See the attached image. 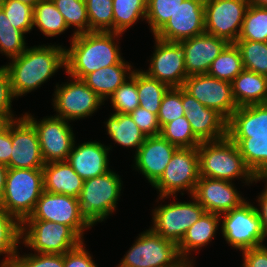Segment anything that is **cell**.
Here are the masks:
<instances>
[{
	"instance_id": "1f68e13d",
	"label": "cell",
	"mask_w": 267,
	"mask_h": 267,
	"mask_svg": "<svg viewBox=\"0 0 267 267\" xmlns=\"http://www.w3.org/2000/svg\"><path fill=\"white\" fill-rule=\"evenodd\" d=\"M38 29L46 37L60 35L68 29L63 15L55 7L52 0H40L33 11V27Z\"/></svg>"
},
{
	"instance_id": "f1b7e54d",
	"label": "cell",
	"mask_w": 267,
	"mask_h": 267,
	"mask_svg": "<svg viewBox=\"0 0 267 267\" xmlns=\"http://www.w3.org/2000/svg\"><path fill=\"white\" fill-rule=\"evenodd\" d=\"M109 137L119 146L135 148V154L144 143L145 135L130 114L112 113L105 122Z\"/></svg>"
},
{
	"instance_id": "74e56055",
	"label": "cell",
	"mask_w": 267,
	"mask_h": 267,
	"mask_svg": "<svg viewBox=\"0 0 267 267\" xmlns=\"http://www.w3.org/2000/svg\"><path fill=\"white\" fill-rule=\"evenodd\" d=\"M63 15L68 28L74 26L73 36L90 32L85 0H52Z\"/></svg>"
},
{
	"instance_id": "5bb4252c",
	"label": "cell",
	"mask_w": 267,
	"mask_h": 267,
	"mask_svg": "<svg viewBox=\"0 0 267 267\" xmlns=\"http://www.w3.org/2000/svg\"><path fill=\"white\" fill-rule=\"evenodd\" d=\"M35 128L45 163L67 161L75 142V134L69 121L56 116L37 121L31 113L23 115Z\"/></svg>"
},
{
	"instance_id": "4316f807",
	"label": "cell",
	"mask_w": 267,
	"mask_h": 267,
	"mask_svg": "<svg viewBox=\"0 0 267 267\" xmlns=\"http://www.w3.org/2000/svg\"><path fill=\"white\" fill-rule=\"evenodd\" d=\"M131 69V64L123 59L119 64L100 68L87 74L82 81L105 101L132 76L134 69Z\"/></svg>"
},
{
	"instance_id": "7bdbcfd3",
	"label": "cell",
	"mask_w": 267,
	"mask_h": 267,
	"mask_svg": "<svg viewBox=\"0 0 267 267\" xmlns=\"http://www.w3.org/2000/svg\"><path fill=\"white\" fill-rule=\"evenodd\" d=\"M0 7L13 27L24 35L30 33L33 27L34 7L18 0H0Z\"/></svg>"
},
{
	"instance_id": "6f0895ef",
	"label": "cell",
	"mask_w": 267,
	"mask_h": 267,
	"mask_svg": "<svg viewBox=\"0 0 267 267\" xmlns=\"http://www.w3.org/2000/svg\"><path fill=\"white\" fill-rule=\"evenodd\" d=\"M18 1L29 4L34 7L40 0H18Z\"/></svg>"
},
{
	"instance_id": "9a60e30c",
	"label": "cell",
	"mask_w": 267,
	"mask_h": 267,
	"mask_svg": "<svg viewBox=\"0 0 267 267\" xmlns=\"http://www.w3.org/2000/svg\"><path fill=\"white\" fill-rule=\"evenodd\" d=\"M182 88L205 107L215 109L226 120L238 108L231 82L208 74H196L188 76Z\"/></svg>"
},
{
	"instance_id": "3957f363",
	"label": "cell",
	"mask_w": 267,
	"mask_h": 267,
	"mask_svg": "<svg viewBox=\"0 0 267 267\" xmlns=\"http://www.w3.org/2000/svg\"><path fill=\"white\" fill-rule=\"evenodd\" d=\"M200 177L233 181L243 179L246 185L262 181L246 165L238 146L228 137L204 141L197 147Z\"/></svg>"
},
{
	"instance_id": "b9f144b4",
	"label": "cell",
	"mask_w": 267,
	"mask_h": 267,
	"mask_svg": "<svg viewBox=\"0 0 267 267\" xmlns=\"http://www.w3.org/2000/svg\"><path fill=\"white\" fill-rule=\"evenodd\" d=\"M91 31L113 32V0H85Z\"/></svg>"
},
{
	"instance_id": "ac0fdd59",
	"label": "cell",
	"mask_w": 267,
	"mask_h": 267,
	"mask_svg": "<svg viewBox=\"0 0 267 267\" xmlns=\"http://www.w3.org/2000/svg\"><path fill=\"white\" fill-rule=\"evenodd\" d=\"M11 159L8 168H43L45 161L41 154L37 132L23 116L11 121Z\"/></svg>"
},
{
	"instance_id": "11a10c76",
	"label": "cell",
	"mask_w": 267,
	"mask_h": 267,
	"mask_svg": "<svg viewBox=\"0 0 267 267\" xmlns=\"http://www.w3.org/2000/svg\"><path fill=\"white\" fill-rule=\"evenodd\" d=\"M249 4L260 6V7H267V0H248Z\"/></svg>"
},
{
	"instance_id": "ffe728a7",
	"label": "cell",
	"mask_w": 267,
	"mask_h": 267,
	"mask_svg": "<svg viewBox=\"0 0 267 267\" xmlns=\"http://www.w3.org/2000/svg\"><path fill=\"white\" fill-rule=\"evenodd\" d=\"M206 212L223 214L246 201L231 181L200 177L192 195Z\"/></svg>"
},
{
	"instance_id": "4fadbf2b",
	"label": "cell",
	"mask_w": 267,
	"mask_h": 267,
	"mask_svg": "<svg viewBox=\"0 0 267 267\" xmlns=\"http://www.w3.org/2000/svg\"><path fill=\"white\" fill-rule=\"evenodd\" d=\"M25 220H46L70 226L83 240L85 229L93 227L81 212L78 198L44 191L33 213Z\"/></svg>"
},
{
	"instance_id": "8fae6325",
	"label": "cell",
	"mask_w": 267,
	"mask_h": 267,
	"mask_svg": "<svg viewBox=\"0 0 267 267\" xmlns=\"http://www.w3.org/2000/svg\"><path fill=\"white\" fill-rule=\"evenodd\" d=\"M248 7V0H205V33L234 44Z\"/></svg>"
},
{
	"instance_id": "816d5d0a",
	"label": "cell",
	"mask_w": 267,
	"mask_h": 267,
	"mask_svg": "<svg viewBox=\"0 0 267 267\" xmlns=\"http://www.w3.org/2000/svg\"><path fill=\"white\" fill-rule=\"evenodd\" d=\"M11 121L0 130V163L8 165L11 159Z\"/></svg>"
},
{
	"instance_id": "cb8c5ba5",
	"label": "cell",
	"mask_w": 267,
	"mask_h": 267,
	"mask_svg": "<svg viewBox=\"0 0 267 267\" xmlns=\"http://www.w3.org/2000/svg\"><path fill=\"white\" fill-rule=\"evenodd\" d=\"M267 135V103L238 107L227 120L229 138Z\"/></svg>"
},
{
	"instance_id": "4dcf8cb0",
	"label": "cell",
	"mask_w": 267,
	"mask_h": 267,
	"mask_svg": "<svg viewBox=\"0 0 267 267\" xmlns=\"http://www.w3.org/2000/svg\"><path fill=\"white\" fill-rule=\"evenodd\" d=\"M20 240L21 223L0 206V256L5 254L0 267H12Z\"/></svg>"
},
{
	"instance_id": "7402d4cb",
	"label": "cell",
	"mask_w": 267,
	"mask_h": 267,
	"mask_svg": "<svg viewBox=\"0 0 267 267\" xmlns=\"http://www.w3.org/2000/svg\"><path fill=\"white\" fill-rule=\"evenodd\" d=\"M185 49L188 76L207 74L214 59L229 45L224 39L202 34L179 42Z\"/></svg>"
},
{
	"instance_id": "f5cc1de1",
	"label": "cell",
	"mask_w": 267,
	"mask_h": 267,
	"mask_svg": "<svg viewBox=\"0 0 267 267\" xmlns=\"http://www.w3.org/2000/svg\"><path fill=\"white\" fill-rule=\"evenodd\" d=\"M262 180L266 181V186L264 191L258 196L257 202H259V206H255L256 212L260 217V221L262 224L263 231L267 237V177H262Z\"/></svg>"
},
{
	"instance_id": "e575fe53",
	"label": "cell",
	"mask_w": 267,
	"mask_h": 267,
	"mask_svg": "<svg viewBox=\"0 0 267 267\" xmlns=\"http://www.w3.org/2000/svg\"><path fill=\"white\" fill-rule=\"evenodd\" d=\"M242 58L235 44H229L212 62L208 75L232 82L243 70Z\"/></svg>"
},
{
	"instance_id": "6da1fadb",
	"label": "cell",
	"mask_w": 267,
	"mask_h": 267,
	"mask_svg": "<svg viewBox=\"0 0 267 267\" xmlns=\"http://www.w3.org/2000/svg\"><path fill=\"white\" fill-rule=\"evenodd\" d=\"M122 34L91 31L72 35L70 48L65 47V71L82 80L87 74L111 65L119 64L123 57L117 38ZM117 42H115V41Z\"/></svg>"
},
{
	"instance_id": "9f6ffc18",
	"label": "cell",
	"mask_w": 267,
	"mask_h": 267,
	"mask_svg": "<svg viewBox=\"0 0 267 267\" xmlns=\"http://www.w3.org/2000/svg\"><path fill=\"white\" fill-rule=\"evenodd\" d=\"M10 121L0 113V130H2Z\"/></svg>"
},
{
	"instance_id": "9c48e42d",
	"label": "cell",
	"mask_w": 267,
	"mask_h": 267,
	"mask_svg": "<svg viewBox=\"0 0 267 267\" xmlns=\"http://www.w3.org/2000/svg\"><path fill=\"white\" fill-rule=\"evenodd\" d=\"M200 179L197 148H178L165 168L163 175L152 186L159 192L160 200L176 196L181 191L192 196Z\"/></svg>"
},
{
	"instance_id": "d4e9b609",
	"label": "cell",
	"mask_w": 267,
	"mask_h": 267,
	"mask_svg": "<svg viewBox=\"0 0 267 267\" xmlns=\"http://www.w3.org/2000/svg\"><path fill=\"white\" fill-rule=\"evenodd\" d=\"M42 171L44 191L79 198L84 180L67 161L45 163Z\"/></svg>"
},
{
	"instance_id": "d590c367",
	"label": "cell",
	"mask_w": 267,
	"mask_h": 267,
	"mask_svg": "<svg viewBox=\"0 0 267 267\" xmlns=\"http://www.w3.org/2000/svg\"><path fill=\"white\" fill-rule=\"evenodd\" d=\"M238 40L267 42V7L249 4Z\"/></svg>"
},
{
	"instance_id": "db71d44e",
	"label": "cell",
	"mask_w": 267,
	"mask_h": 267,
	"mask_svg": "<svg viewBox=\"0 0 267 267\" xmlns=\"http://www.w3.org/2000/svg\"><path fill=\"white\" fill-rule=\"evenodd\" d=\"M7 172H8L7 165L0 163V199L2 198L4 190H5Z\"/></svg>"
},
{
	"instance_id": "bcb514c9",
	"label": "cell",
	"mask_w": 267,
	"mask_h": 267,
	"mask_svg": "<svg viewBox=\"0 0 267 267\" xmlns=\"http://www.w3.org/2000/svg\"><path fill=\"white\" fill-rule=\"evenodd\" d=\"M19 254L18 251L12 267H64V254Z\"/></svg>"
},
{
	"instance_id": "83f0119b",
	"label": "cell",
	"mask_w": 267,
	"mask_h": 267,
	"mask_svg": "<svg viewBox=\"0 0 267 267\" xmlns=\"http://www.w3.org/2000/svg\"><path fill=\"white\" fill-rule=\"evenodd\" d=\"M237 107L267 103V76L243 69L231 82Z\"/></svg>"
},
{
	"instance_id": "ab89813d",
	"label": "cell",
	"mask_w": 267,
	"mask_h": 267,
	"mask_svg": "<svg viewBox=\"0 0 267 267\" xmlns=\"http://www.w3.org/2000/svg\"><path fill=\"white\" fill-rule=\"evenodd\" d=\"M160 135L178 148H197L201 144L185 116L165 124Z\"/></svg>"
},
{
	"instance_id": "d6986e66",
	"label": "cell",
	"mask_w": 267,
	"mask_h": 267,
	"mask_svg": "<svg viewBox=\"0 0 267 267\" xmlns=\"http://www.w3.org/2000/svg\"><path fill=\"white\" fill-rule=\"evenodd\" d=\"M182 105L192 132L201 141H216L227 136V120L215 109L205 107L182 88Z\"/></svg>"
},
{
	"instance_id": "f35d334b",
	"label": "cell",
	"mask_w": 267,
	"mask_h": 267,
	"mask_svg": "<svg viewBox=\"0 0 267 267\" xmlns=\"http://www.w3.org/2000/svg\"><path fill=\"white\" fill-rule=\"evenodd\" d=\"M24 34L13 27L0 7V53L9 59L18 57L27 48Z\"/></svg>"
},
{
	"instance_id": "603a6c76",
	"label": "cell",
	"mask_w": 267,
	"mask_h": 267,
	"mask_svg": "<svg viewBox=\"0 0 267 267\" xmlns=\"http://www.w3.org/2000/svg\"><path fill=\"white\" fill-rule=\"evenodd\" d=\"M111 147L96 140L87 141L80 145L74 142L67 162L83 180L106 174L111 170L108 159Z\"/></svg>"
},
{
	"instance_id": "ba28073f",
	"label": "cell",
	"mask_w": 267,
	"mask_h": 267,
	"mask_svg": "<svg viewBox=\"0 0 267 267\" xmlns=\"http://www.w3.org/2000/svg\"><path fill=\"white\" fill-rule=\"evenodd\" d=\"M222 236L229 246L244 251L264 245L266 235L255 206L249 201L220 214Z\"/></svg>"
},
{
	"instance_id": "836d02e7",
	"label": "cell",
	"mask_w": 267,
	"mask_h": 267,
	"mask_svg": "<svg viewBox=\"0 0 267 267\" xmlns=\"http://www.w3.org/2000/svg\"><path fill=\"white\" fill-rule=\"evenodd\" d=\"M169 88L167 84L148 76L143 70H137L139 107L158 115L162 98Z\"/></svg>"
},
{
	"instance_id": "f546056e",
	"label": "cell",
	"mask_w": 267,
	"mask_h": 267,
	"mask_svg": "<svg viewBox=\"0 0 267 267\" xmlns=\"http://www.w3.org/2000/svg\"><path fill=\"white\" fill-rule=\"evenodd\" d=\"M237 146L248 168L256 177H267V135L230 138Z\"/></svg>"
},
{
	"instance_id": "c3c4849f",
	"label": "cell",
	"mask_w": 267,
	"mask_h": 267,
	"mask_svg": "<svg viewBox=\"0 0 267 267\" xmlns=\"http://www.w3.org/2000/svg\"><path fill=\"white\" fill-rule=\"evenodd\" d=\"M15 98L11 84L10 77L7 70L0 67V113H2L9 121L15 120L14 114L12 113V100Z\"/></svg>"
},
{
	"instance_id": "484cf974",
	"label": "cell",
	"mask_w": 267,
	"mask_h": 267,
	"mask_svg": "<svg viewBox=\"0 0 267 267\" xmlns=\"http://www.w3.org/2000/svg\"><path fill=\"white\" fill-rule=\"evenodd\" d=\"M220 219L219 214L205 212L200 219L186 231L182 240L178 244V250L180 256L188 263V265L193 264V259L189 256L191 252L197 251L203 246H207V244H210L213 240Z\"/></svg>"
},
{
	"instance_id": "f907efd6",
	"label": "cell",
	"mask_w": 267,
	"mask_h": 267,
	"mask_svg": "<svg viewBox=\"0 0 267 267\" xmlns=\"http://www.w3.org/2000/svg\"><path fill=\"white\" fill-rule=\"evenodd\" d=\"M242 267H267V246L262 245L242 251Z\"/></svg>"
},
{
	"instance_id": "f6af8a7d",
	"label": "cell",
	"mask_w": 267,
	"mask_h": 267,
	"mask_svg": "<svg viewBox=\"0 0 267 267\" xmlns=\"http://www.w3.org/2000/svg\"><path fill=\"white\" fill-rule=\"evenodd\" d=\"M185 116L182 105V87H172L164 94L157 115L159 126Z\"/></svg>"
},
{
	"instance_id": "7dc6e473",
	"label": "cell",
	"mask_w": 267,
	"mask_h": 267,
	"mask_svg": "<svg viewBox=\"0 0 267 267\" xmlns=\"http://www.w3.org/2000/svg\"><path fill=\"white\" fill-rule=\"evenodd\" d=\"M130 116L145 137L160 135L161 127L159 126L156 114L138 107L130 113Z\"/></svg>"
},
{
	"instance_id": "52a82bcc",
	"label": "cell",
	"mask_w": 267,
	"mask_h": 267,
	"mask_svg": "<svg viewBox=\"0 0 267 267\" xmlns=\"http://www.w3.org/2000/svg\"><path fill=\"white\" fill-rule=\"evenodd\" d=\"M82 242L84 240L70 226L46 220H24L21 223V243L34 253L64 254Z\"/></svg>"
},
{
	"instance_id": "8d00e7d4",
	"label": "cell",
	"mask_w": 267,
	"mask_h": 267,
	"mask_svg": "<svg viewBox=\"0 0 267 267\" xmlns=\"http://www.w3.org/2000/svg\"><path fill=\"white\" fill-rule=\"evenodd\" d=\"M243 68L267 76V42L237 40Z\"/></svg>"
},
{
	"instance_id": "ee69618b",
	"label": "cell",
	"mask_w": 267,
	"mask_h": 267,
	"mask_svg": "<svg viewBox=\"0 0 267 267\" xmlns=\"http://www.w3.org/2000/svg\"><path fill=\"white\" fill-rule=\"evenodd\" d=\"M183 0H147L146 22L155 35L170 19Z\"/></svg>"
},
{
	"instance_id": "5b68a950",
	"label": "cell",
	"mask_w": 267,
	"mask_h": 267,
	"mask_svg": "<svg viewBox=\"0 0 267 267\" xmlns=\"http://www.w3.org/2000/svg\"><path fill=\"white\" fill-rule=\"evenodd\" d=\"M122 182L113 170L84 180L78 200L82 214L92 226L103 222L115 211L121 196Z\"/></svg>"
},
{
	"instance_id": "e0dca14e",
	"label": "cell",
	"mask_w": 267,
	"mask_h": 267,
	"mask_svg": "<svg viewBox=\"0 0 267 267\" xmlns=\"http://www.w3.org/2000/svg\"><path fill=\"white\" fill-rule=\"evenodd\" d=\"M205 0H183L177 10L154 37L180 42L205 33Z\"/></svg>"
},
{
	"instance_id": "681fc988",
	"label": "cell",
	"mask_w": 267,
	"mask_h": 267,
	"mask_svg": "<svg viewBox=\"0 0 267 267\" xmlns=\"http://www.w3.org/2000/svg\"><path fill=\"white\" fill-rule=\"evenodd\" d=\"M92 257L82 242L78 247L64 253V267H98Z\"/></svg>"
},
{
	"instance_id": "7c38bea8",
	"label": "cell",
	"mask_w": 267,
	"mask_h": 267,
	"mask_svg": "<svg viewBox=\"0 0 267 267\" xmlns=\"http://www.w3.org/2000/svg\"><path fill=\"white\" fill-rule=\"evenodd\" d=\"M70 78L72 80L69 83L56 84L52 101L56 111L54 116L67 121L91 117L104 101L82 80Z\"/></svg>"
},
{
	"instance_id": "30bf717a",
	"label": "cell",
	"mask_w": 267,
	"mask_h": 267,
	"mask_svg": "<svg viewBox=\"0 0 267 267\" xmlns=\"http://www.w3.org/2000/svg\"><path fill=\"white\" fill-rule=\"evenodd\" d=\"M175 201L159 205L152 210L153 232L162 238L179 244L186 231L206 212L202 205L191 196V202Z\"/></svg>"
},
{
	"instance_id": "8992f818",
	"label": "cell",
	"mask_w": 267,
	"mask_h": 267,
	"mask_svg": "<svg viewBox=\"0 0 267 267\" xmlns=\"http://www.w3.org/2000/svg\"><path fill=\"white\" fill-rule=\"evenodd\" d=\"M118 267H189V265L180 256L177 244L162 238L149 228L137 236Z\"/></svg>"
},
{
	"instance_id": "44dd1931",
	"label": "cell",
	"mask_w": 267,
	"mask_h": 267,
	"mask_svg": "<svg viewBox=\"0 0 267 267\" xmlns=\"http://www.w3.org/2000/svg\"><path fill=\"white\" fill-rule=\"evenodd\" d=\"M178 149L161 135L146 137L144 143L134 154V169L153 186L163 175L166 166Z\"/></svg>"
},
{
	"instance_id": "277c9868",
	"label": "cell",
	"mask_w": 267,
	"mask_h": 267,
	"mask_svg": "<svg viewBox=\"0 0 267 267\" xmlns=\"http://www.w3.org/2000/svg\"><path fill=\"white\" fill-rule=\"evenodd\" d=\"M43 192L42 168H8L0 206L22 223L33 213Z\"/></svg>"
},
{
	"instance_id": "60d3db41",
	"label": "cell",
	"mask_w": 267,
	"mask_h": 267,
	"mask_svg": "<svg viewBox=\"0 0 267 267\" xmlns=\"http://www.w3.org/2000/svg\"><path fill=\"white\" fill-rule=\"evenodd\" d=\"M115 113L130 114L139 107V96L137 91V69L109 97Z\"/></svg>"
},
{
	"instance_id": "7a4b0ae2",
	"label": "cell",
	"mask_w": 267,
	"mask_h": 267,
	"mask_svg": "<svg viewBox=\"0 0 267 267\" xmlns=\"http://www.w3.org/2000/svg\"><path fill=\"white\" fill-rule=\"evenodd\" d=\"M10 60L3 67L9 74L16 99L41 87L59 68H65V47L49 44L27 46L22 54Z\"/></svg>"
},
{
	"instance_id": "d6a6232c",
	"label": "cell",
	"mask_w": 267,
	"mask_h": 267,
	"mask_svg": "<svg viewBox=\"0 0 267 267\" xmlns=\"http://www.w3.org/2000/svg\"><path fill=\"white\" fill-rule=\"evenodd\" d=\"M113 32L123 34L141 18L146 20L147 0H113Z\"/></svg>"
},
{
	"instance_id": "2e32d148",
	"label": "cell",
	"mask_w": 267,
	"mask_h": 267,
	"mask_svg": "<svg viewBox=\"0 0 267 267\" xmlns=\"http://www.w3.org/2000/svg\"><path fill=\"white\" fill-rule=\"evenodd\" d=\"M155 49L150 59L148 76L157 79L170 88L182 87L188 78L185 68V49L179 42H167L156 37Z\"/></svg>"
}]
</instances>
